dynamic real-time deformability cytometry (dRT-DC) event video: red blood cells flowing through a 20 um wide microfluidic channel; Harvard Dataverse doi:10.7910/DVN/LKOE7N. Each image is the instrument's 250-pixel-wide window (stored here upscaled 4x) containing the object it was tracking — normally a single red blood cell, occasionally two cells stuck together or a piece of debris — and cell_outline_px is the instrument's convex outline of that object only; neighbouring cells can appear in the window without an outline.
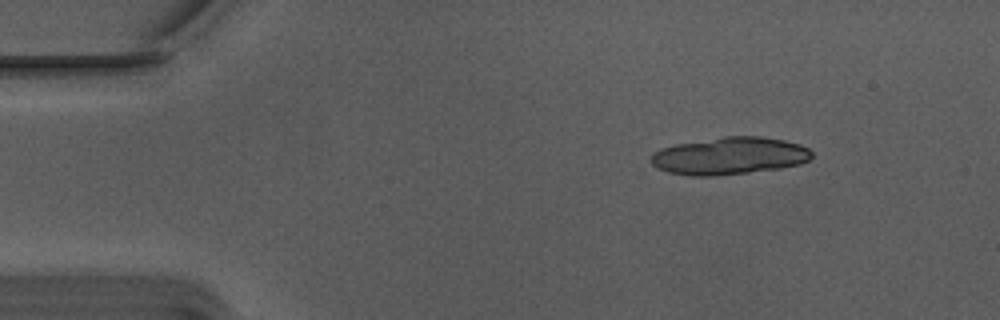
{"species": "Egyptian fruit bat (a non-hibernating species)", "species_latin": "Rousettus aegyptiacus", "temperature_condition": "warm", "stored_images_in_passage": 13, "camera_frame_rate_fps": 3000, "um_per_image_px": 0.085, "animal": {"sex": "male"}, "frame": {"image": 1, "passage_image": 1, "time_ms": 0.0, "image_size_px": [1000, 320], "cell_outline_px": [[812, 156], [808, 160], [800, 164], [780, 168], [716, 176], [692, 176], [668, 172], [656, 168], [652, 164], [652, 156], [660, 148], [676, 144], [724, 136], [760, 136], [784, 140], [800, 144], [808, 148], [812, 152]], "centroid_in_image_um": [62.01, 13.25], "position_along_channel_um": 23.0, "area_um2": 34.97}}